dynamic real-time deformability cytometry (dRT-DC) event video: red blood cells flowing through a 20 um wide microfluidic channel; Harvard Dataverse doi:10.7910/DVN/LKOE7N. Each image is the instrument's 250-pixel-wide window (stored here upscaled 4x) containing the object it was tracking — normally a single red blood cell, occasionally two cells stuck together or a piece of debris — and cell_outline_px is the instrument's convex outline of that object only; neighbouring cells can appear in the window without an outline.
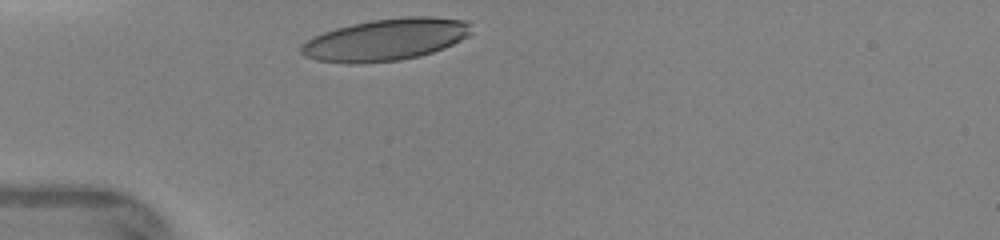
{"species": "human", "species_latin": "Homo sapiens", "temperature_condition": "warm", "stored_images_in_passage": 38, "camera_frame_rate_fps": 3000, "um_per_image_px": 0.085, "donor": {"sex": "female"}, "frame": {"image": 1, "passage_image": 1, "time_ms": 0.0, "image_size_px": [1000, 240], "cell_outline_px": [[472, 32], [468, 36], [444, 48], [420, 56], [400, 60], [356, 64], [344, 64], [316, 60], [304, 56], [300, 52], [300, 44], [312, 36], [336, 28], [352, 24], [372, 20], [404, 16], [432, 16], [464, 20], [472, 24]], "centroid_in_image_um": [32.77, 3.37], "position_along_channel_um": 52.2, "area_um2": 42.02}}